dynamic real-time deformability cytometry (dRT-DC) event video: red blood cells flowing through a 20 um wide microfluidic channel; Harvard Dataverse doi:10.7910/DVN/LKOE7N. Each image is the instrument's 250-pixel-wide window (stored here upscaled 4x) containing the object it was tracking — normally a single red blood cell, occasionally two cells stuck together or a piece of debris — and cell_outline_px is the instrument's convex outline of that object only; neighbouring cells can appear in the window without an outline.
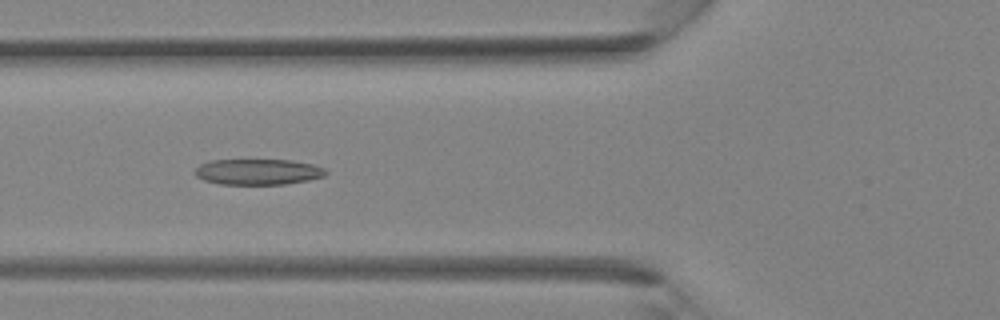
{"species": "Egyptian fruit bat (a non-hibernating species)", "species_latin": "Rousettus aegyptiacus", "temperature_condition": "room temperature", "stored_images_in_passage": 36, "camera_frame_rate_fps": 3000, "um_per_image_px": 0.085, "animal": {"sex": "female"}, "frame": {"image": 1, "passage_image": 13, "time_ms": 4.0, "image_size_px": [1000, 320], "cell_outline_px": [[328, 172], [324, 176], [308, 180], [284, 184], [220, 184], [204, 180], [196, 176], [192, 172], [200, 164], [212, 160], [292, 160], [312, 164], [324, 168]], "centroid_in_image_um": [21.91, 14.6], "position_along_channel_um": 103.9, "area_um2": 19.65}}
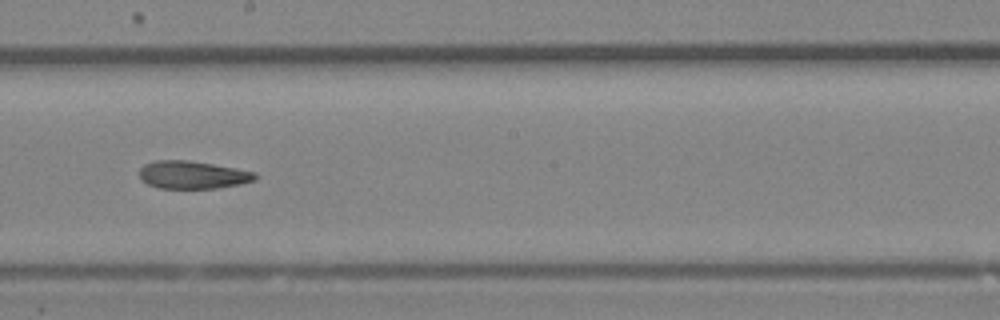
{"frame": {"image": 2, "passage_image": 20, "time_ms": 6.333, "image_size_px": [1000, 320], "cell_outline_px": [[256, 180], [240, 184], [216, 188], [160, 188], [148, 184], [140, 180], [140, 168], [144, 164], [156, 160], [188, 160], [236, 168], [256, 172]], "centroid_in_image_um": [16.36, 14.86], "position_along_channel_um": 231.8, "area_um2": 18.73}}
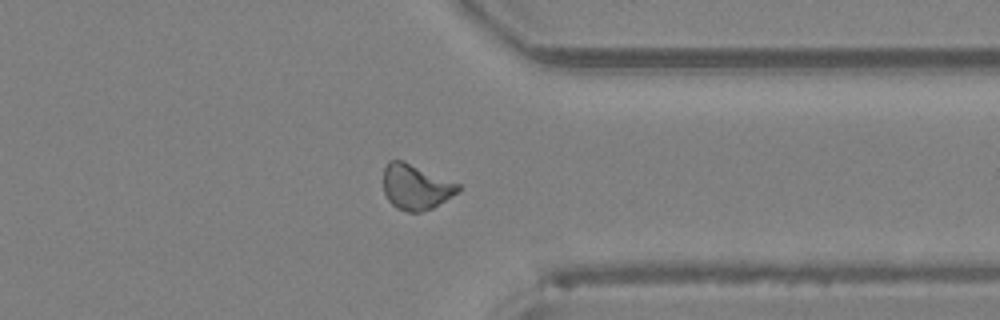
{"frame": {"image": 3, "passage_image": 28, "time_ms": 9.0, "image_size_px": [1000, 320], "cell_outline_px": [[460, 188], [452, 196], [432, 208], [420, 212], [408, 212], [396, 208], [388, 200], [384, 192], [384, 168], [388, 160], [404, 160], [460, 184]], "centroid_in_image_um": [35.32, 15.88], "position_along_channel_um": 376.1, "area_um2": 19.71}}